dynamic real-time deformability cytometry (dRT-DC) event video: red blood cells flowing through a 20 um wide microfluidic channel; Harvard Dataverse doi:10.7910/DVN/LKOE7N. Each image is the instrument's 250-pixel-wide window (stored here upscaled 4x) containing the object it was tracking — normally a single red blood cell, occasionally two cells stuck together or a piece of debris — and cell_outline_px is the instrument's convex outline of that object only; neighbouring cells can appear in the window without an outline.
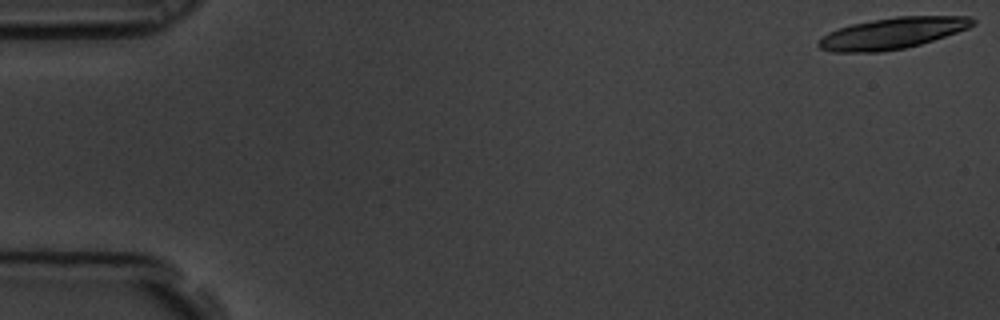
{"species": "common noctule bat (a hibernating species)", "species_latin": "Nyctalus noctula", "temperature_condition": "room temperature", "stored_images_in_passage": 21, "camera_frame_rate_fps": 3000, "um_per_image_px": 0.085, "animal": {"sex": "male", "body_mass_g": 19.5, "forearm_length_mm": 54.6}, "frame": {"image": 1, "passage_image": 1, "time_ms": 0.0, "image_size_px": [1000, 320], "cell_outline_px": [[976, 24], [968, 28], [920, 44], [904, 48], [880, 52], [832, 52], [820, 48], [816, 44], [820, 36], [828, 32], [852, 24], [872, 20], [896, 16], [972, 16], [976, 20]], "centroid_in_image_um": [75.83, 2.82], "position_along_channel_um": 9.2, "area_um2": 28.09}}